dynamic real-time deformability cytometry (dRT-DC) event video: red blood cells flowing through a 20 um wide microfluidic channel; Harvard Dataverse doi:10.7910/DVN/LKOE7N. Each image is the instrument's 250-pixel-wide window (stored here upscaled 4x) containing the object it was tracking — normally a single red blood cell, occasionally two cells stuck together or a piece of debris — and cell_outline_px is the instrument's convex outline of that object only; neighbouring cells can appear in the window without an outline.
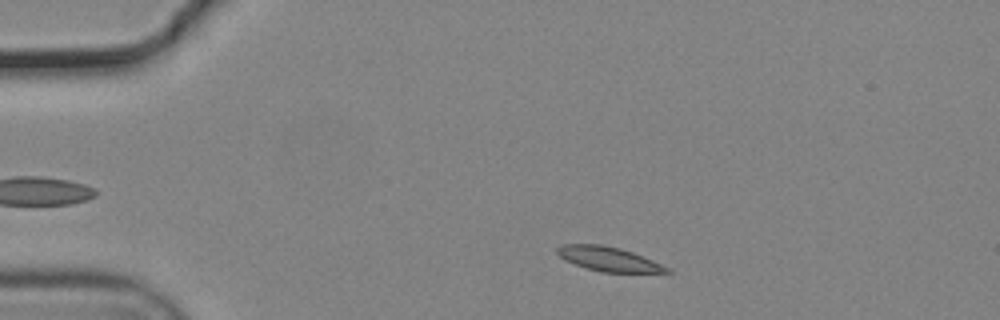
{"species": "common noctule bat (a hibernating species)", "species_latin": "Nyctalus noctula", "temperature_condition": "cold", "stored_images_in_passage": 49, "camera_frame_rate_fps": 3000, "um_per_image_px": 0.085, "animal": {"sex": "male", "body_mass_g": 19.2, "forearm_length_mm": 51.8}, "frame": {"image": 1, "passage_image": 5, "time_ms": 1.333, "image_size_px": [1000, 320], "cell_outline_px": [[672, 272], [600, 272], [564, 260], [556, 252], [556, 248], [564, 244], [600, 244], [620, 248], [632, 252], [672, 268]], "centroid_in_image_um": [51.74, 22.01], "position_along_channel_um": 33.3, "area_um2": 15.43}}
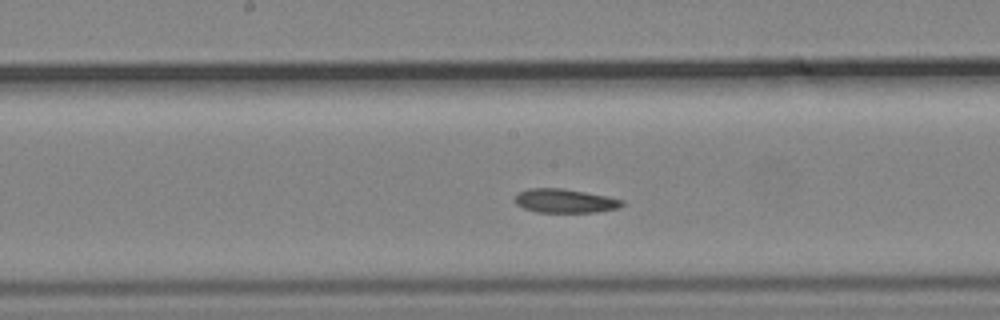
{"frame": {"image": 2, "passage_image": 23, "time_ms": 7.333, "image_size_px": [1000, 320], "cell_outline_px": [[624, 204], [620, 208], [596, 212], [536, 212], [524, 208], [516, 204], [512, 200], [520, 192], [528, 188], [564, 188], [624, 200]], "centroid_in_image_um": [48.0, 17.08], "position_along_channel_um": 200.2, "area_um2": 14.91}}
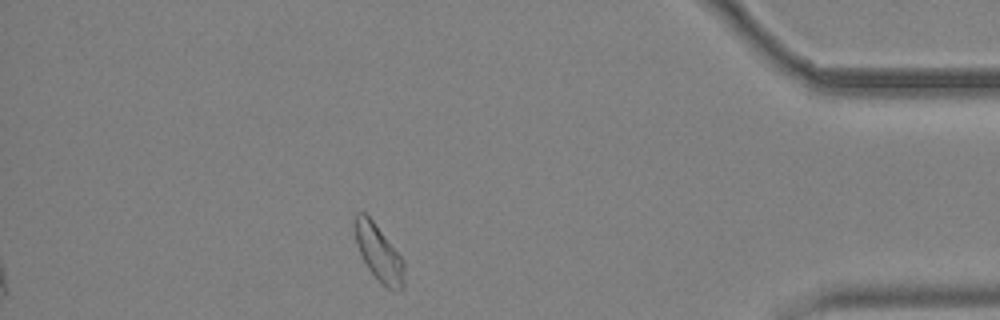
{"frame": {"image": 3, "passage_image": 43, "time_ms": 14.0, "image_size_px": [1000, 320], "cell_outline_px": [[404, 288], [396, 292], [392, 292], [368, 268], [356, 244], [352, 224], [352, 220], [356, 212], [364, 212], [372, 220], [404, 260]], "centroid_in_image_um": [32.18, 21.47], "position_along_channel_um": 403.0, "area_um2": 16.24}, "authors_computed_cell_mechanics": {"area_um2": 15.9528, "velocity_mm_per_s": 3.6703, "shape_relaxation_time_tau1_ms": 9.7272, "shape_relaxation_time_tau2_ms": 9.854, "deformation_change_tau1": 0.1651, "deformation_change_tau2": 0.118}}